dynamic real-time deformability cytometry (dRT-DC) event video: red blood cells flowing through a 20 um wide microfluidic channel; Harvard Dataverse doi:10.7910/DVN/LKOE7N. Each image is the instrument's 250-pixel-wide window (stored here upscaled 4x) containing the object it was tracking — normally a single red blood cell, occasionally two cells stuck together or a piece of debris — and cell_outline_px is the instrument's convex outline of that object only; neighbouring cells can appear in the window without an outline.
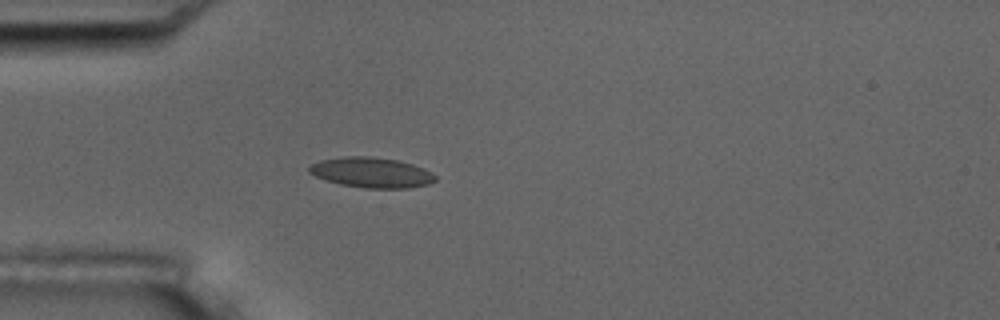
{"species": "common noctule bat (a hibernating species)", "species_latin": "Nyctalus noctula", "temperature_condition": "room temperature", "stored_images_in_passage": 4, "camera_frame_rate_fps": 3000, "um_per_image_px": 0.085, "animal": {"sex": "male", "body_mass_g": 17.5, "forearm_length_mm": 52.3}, "frame": {"image": 1, "passage_image": 4, "time_ms": 3.333, "image_size_px": [1000, 320], "cell_outline_px": [[436, 180], [428, 184], [408, 188], [368, 188], [340, 184], [316, 176], [308, 172], [308, 168], [312, 164], [320, 160], [344, 156], [368, 156], [396, 160], [412, 164], [424, 168], [432, 172], [436, 176]], "centroid_in_image_um": [31.59, 14.66], "position_along_channel_um": 53.4, "area_um2": 22.08}}